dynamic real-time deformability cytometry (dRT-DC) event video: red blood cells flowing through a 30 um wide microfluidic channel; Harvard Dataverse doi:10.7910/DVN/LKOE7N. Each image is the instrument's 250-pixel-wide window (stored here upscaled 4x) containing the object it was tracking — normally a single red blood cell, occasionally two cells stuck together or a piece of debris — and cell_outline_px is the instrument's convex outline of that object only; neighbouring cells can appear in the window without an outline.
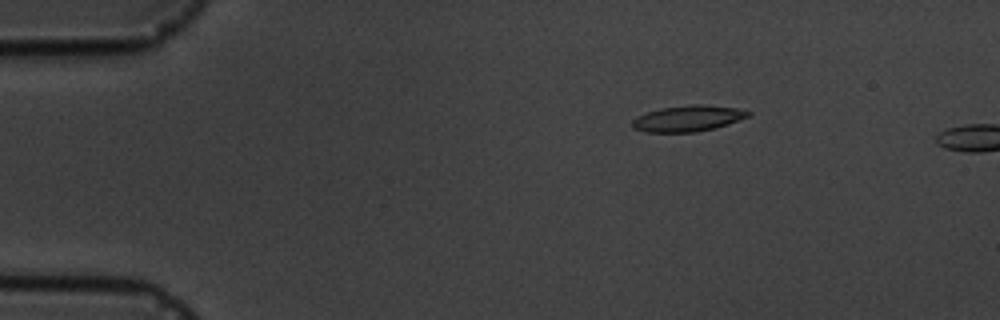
{"species": "common noctule bat (a hibernating species)", "species_latin": "Nyctalus noctula", "temperature_condition": "cold", "stored_images_in_passage": 4, "camera_frame_rate_fps": 3000, "um_per_image_px": 0.085, "animal": {"sex": "male", "body_mass_g": 19.5, "forearm_length_mm": 54.6}, "frame": {"image": 1, "passage_image": 3, "time_ms": 2.333, "image_size_px": [1000, 320], "cell_outline_px": [[752, 116], [716, 128], [696, 132], [644, 132], [632, 128], [632, 120], [636, 116], [648, 112], [664, 108], [692, 104], [704, 104], [736, 108], [752, 112]], "centroid_in_image_um": [58.5, 10.07], "position_along_channel_um": 26.5, "area_um2": 17.69}}